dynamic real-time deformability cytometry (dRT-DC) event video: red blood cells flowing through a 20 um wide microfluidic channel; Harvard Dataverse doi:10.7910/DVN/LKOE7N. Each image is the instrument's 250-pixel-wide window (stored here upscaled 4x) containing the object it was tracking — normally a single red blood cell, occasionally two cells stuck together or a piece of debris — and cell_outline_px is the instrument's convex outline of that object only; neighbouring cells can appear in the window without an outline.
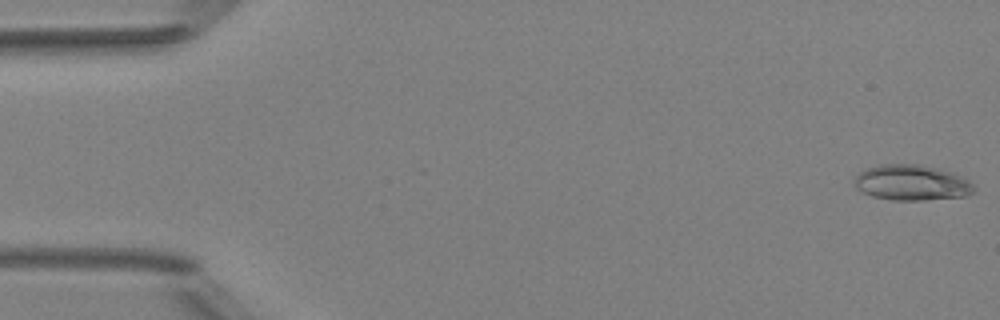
{"species": "Egyptian fruit bat (a non-hibernating species)", "species_latin": "Rousettus aegyptiacus", "temperature_condition": "room temperature", "stored_images_in_passage": 6, "camera_frame_rate_fps": 3000, "um_per_image_px": 0.085, "animal": {"sex": "female"}, "frame": {"image": 1, "passage_image": 1, "time_ms": 0.0, "image_size_px": [1000, 320], "cell_outline_px": [[972, 192], [968, 196], [924, 200], [892, 200], [872, 196], [856, 188], [852, 180], [860, 172], [868, 168], [880, 164], [920, 164], [956, 172], [968, 180], [972, 184]], "centroid_in_image_um": [77.49, 15.52], "position_along_channel_um": 7.5, "area_um2": 24.91}}